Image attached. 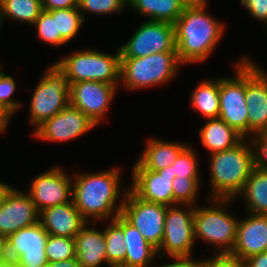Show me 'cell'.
I'll return each instance as SVG.
<instances>
[{
	"mask_svg": "<svg viewBox=\"0 0 267 267\" xmlns=\"http://www.w3.org/2000/svg\"><path fill=\"white\" fill-rule=\"evenodd\" d=\"M249 56L245 57V98L248 113V139L267 128V71Z\"/></svg>",
	"mask_w": 267,
	"mask_h": 267,
	"instance_id": "13",
	"label": "cell"
},
{
	"mask_svg": "<svg viewBox=\"0 0 267 267\" xmlns=\"http://www.w3.org/2000/svg\"><path fill=\"white\" fill-rule=\"evenodd\" d=\"M98 125L79 109L68 105L61 112L47 119L34 131L37 140L68 142L88 133Z\"/></svg>",
	"mask_w": 267,
	"mask_h": 267,
	"instance_id": "15",
	"label": "cell"
},
{
	"mask_svg": "<svg viewBox=\"0 0 267 267\" xmlns=\"http://www.w3.org/2000/svg\"><path fill=\"white\" fill-rule=\"evenodd\" d=\"M187 145L171 165L172 175L180 177H200L199 159L196 150Z\"/></svg>",
	"mask_w": 267,
	"mask_h": 267,
	"instance_id": "34",
	"label": "cell"
},
{
	"mask_svg": "<svg viewBox=\"0 0 267 267\" xmlns=\"http://www.w3.org/2000/svg\"><path fill=\"white\" fill-rule=\"evenodd\" d=\"M44 72L30 100L29 122L34 130L70 104L66 77L53 63Z\"/></svg>",
	"mask_w": 267,
	"mask_h": 267,
	"instance_id": "7",
	"label": "cell"
},
{
	"mask_svg": "<svg viewBox=\"0 0 267 267\" xmlns=\"http://www.w3.org/2000/svg\"><path fill=\"white\" fill-rule=\"evenodd\" d=\"M127 5V0H78V8L84 21H86L84 13L90 12L97 15L119 14Z\"/></svg>",
	"mask_w": 267,
	"mask_h": 267,
	"instance_id": "35",
	"label": "cell"
},
{
	"mask_svg": "<svg viewBox=\"0 0 267 267\" xmlns=\"http://www.w3.org/2000/svg\"><path fill=\"white\" fill-rule=\"evenodd\" d=\"M12 185L0 181V203L3 202L6 194L12 189Z\"/></svg>",
	"mask_w": 267,
	"mask_h": 267,
	"instance_id": "47",
	"label": "cell"
},
{
	"mask_svg": "<svg viewBox=\"0 0 267 267\" xmlns=\"http://www.w3.org/2000/svg\"><path fill=\"white\" fill-rule=\"evenodd\" d=\"M0 265H10L7 237L0 233Z\"/></svg>",
	"mask_w": 267,
	"mask_h": 267,
	"instance_id": "43",
	"label": "cell"
},
{
	"mask_svg": "<svg viewBox=\"0 0 267 267\" xmlns=\"http://www.w3.org/2000/svg\"><path fill=\"white\" fill-rule=\"evenodd\" d=\"M129 189L140 199L166 206L174 205L171 165L159 171L132 169Z\"/></svg>",
	"mask_w": 267,
	"mask_h": 267,
	"instance_id": "18",
	"label": "cell"
},
{
	"mask_svg": "<svg viewBox=\"0 0 267 267\" xmlns=\"http://www.w3.org/2000/svg\"><path fill=\"white\" fill-rule=\"evenodd\" d=\"M175 25L176 51L183 65L201 63L224 36L225 24L205 7H185Z\"/></svg>",
	"mask_w": 267,
	"mask_h": 267,
	"instance_id": "2",
	"label": "cell"
},
{
	"mask_svg": "<svg viewBox=\"0 0 267 267\" xmlns=\"http://www.w3.org/2000/svg\"><path fill=\"white\" fill-rule=\"evenodd\" d=\"M250 16L259 22H263L267 28V0H240Z\"/></svg>",
	"mask_w": 267,
	"mask_h": 267,
	"instance_id": "37",
	"label": "cell"
},
{
	"mask_svg": "<svg viewBox=\"0 0 267 267\" xmlns=\"http://www.w3.org/2000/svg\"><path fill=\"white\" fill-rule=\"evenodd\" d=\"M184 7H205L207 0H180Z\"/></svg>",
	"mask_w": 267,
	"mask_h": 267,
	"instance_id": "46",
	"label": "cell"
},
{
	"mask_svg": "<svg viewBox=\"0 0 267 267\" xmlns=\"http://www.w3.org/2000/svg\"><path fill=\"white\" fill-rule=\"evenodd\" d=\"M46 267H81V265L75 257L64 261L50 262Z\"/></svg>",
	"mask_w": 267,
	"mask_h": 267,
	"instance_id": "44",
	"label": "cell"
},
{
	"mask_svg": "<svg viewBox=\"0 0 267 267\" xmlns=\"http://www.w3.org/2000/svg\"><path fill=\"white\" fill-rule=\"evenodd\" d=\"M2 20H1V16H0V30H1V26H2Z\"/></svg>",
	"mask_w": 267,
	"mask_h": 267,
	"instance_id": "49",
	"label": "cell"
},
{
	"mask_svg": "<svg viewBox=\"0 0 267 267\" xmlns=\"http://www.w3.org/2000/svg\"><path fill=\"white\" fill-rule=\"evenodd\" d=\"M130 8L149 21L175 24L182 15L184 6L180 0H127Z\"/></svg>",
	"mask_w": 267,
	"mask_h": 267,
	"instance_id": "26",
	"label": "cell"
},
{
	"mask_svg": "<svg viewBox=\"0 0 267 267\" xmlns=\"http://www.w3.org/2000/svg\"><path fill=\"white\" fill-rule=\"evenodd\" d=\"M110 223V224H109ZM104 229L108 267H125L126 240L123 233V216L108 221Z\"/></svg>",
	"mask_w": 267,
	"mask_h": 267,
	"instance_id": "28",
	"label": "cell"
},
{
	"mask_svg": "<svg viewBox=\"0 0 267 267\" xmlns=\"http://www.w3.org/2000/svg\"><path fill=\"white\" fill-rule=\"evenodd\" d=\"M183 65L177 53H155L146 57L121 58L120 85L124 90H141L174 79Z\"/></svg>",
	"mask_w": 267,
	"mask_h": 267,
	"instance_id": "6",
	"label": "cell"
},
{
	"mask_svg": "<svg viewBox=\"0 0 267 267\" xmlns=\"http://www.w3.org/2000/svg\"><path fill=\"white\" fill-rule=\"evenodd\" d=\"M12 117L0 107V133L7 131Z\"/></svg>",
	"mask_w": 267,
	"mask_h": 267,
	"instance_id": "45",
	"label": "cell"
},
{
	"mask_svg": "<svg viewBox=\"0 0 267 267\" xmlns=\"http://www.w3.org/2000/svg\"><path fill=\"white\" fill-rule=\"evenodd\" d=\"M40 212L28 193L12 187L0 203V233L8 237L39 222Z\"/></svg>",
	"mask_w": 267,
	"mask_h": 267,
	"instance_id": "17",
	"label": "cell"
},
{
	"mask_svg": "<svg viewBox=\"0 0 267 267\" xmlns=\"http://www.w3.org/2000/svg\"><path fill=\"white\" fill-rule=\"evenodd\" d=\"M33 26L36 27L38 39L42 42L56 48L68 44L60 34H57L56 19L48 11L43 10Z\"/></svg>",
	"mask_w": 267,
	"mask_h": 267,
	"instance_id": "33",
	"label": "cell"
},
{
	"mask_svg": "<svg viewBox=\"0 0 267 267\" xmlns=\"http://www.w3.org/2000/svg\"><path fill=\"white\" fill-rule=\"evenodd\" d=\"M119 49L121 58L146 57L155 53H177L175 25L146 20Z\"/></svg>",
	"mask_w": 267,
	"mask_h": 267,
	"instance_id": "10",
	"label": "cell"
},
{
	"mask_svg": "<svg viewBox=\"0 0 267 267\" xmlns=\"http://www.w3.org/2000/svg\"><path fill=\"white\" fill-rule=\"evenodd\" d=\"M39 222L48 235L74 238L87 223L73 201L40 211Z\"/></svg>",
	"mask_w": 267,
	"mask_h": 267,
	"instance_id": "20",
	"label": "cell"
},
{
	"mask_svg": "<svg viewBox=\"0 0 267 267\" xmlns=\"http://www.w3.org/2000/svg\"><path fill=\"white\" fill-rule=\"evenodd\" d=\"M28 188L27 193L39 212L72 201V176L60 166L35 176Z\"/></svg>",
	"mask_w": 267,
	"mask_h": 267,
	"instance_id": "16",
	"label": "cell"
},
{
	"mask_svg": "<svg viewBox=\"0 0 267 267\" xmlns=\"http://www.w3.org/2000/svg\"><path fill=\"white\" fill-rule=\"evenodd\" d=\"M208 201L211 205L195 206V239L200 238L210 245L213 244L214 255H228L234 246L239 222L237 217L226 210L234 199H208Z\"/></svg>",
	"mask_w": 267,
	"mask_h": 267,
	"instance_id": "5",
	"label": "cell"
},
{
	"mask_svg": "<svg viewBox=\"0 0 267 267\" xmlns=\"http://www.w3.org/2000/svg\"><path fill=\"white\" fill-rule=\"evenodd\" d=\"M239 197L247 212L267 215V168L257 165L253 169Z\"/></svg>",
	"mask_w": 267,
	"mask_h": 267,
	"instance_id": "25",
	"label": "cell"
},
{
	"mask_svg": "<svg viewBox=\"0 0 267 267\" xmlns=\"http://www.w3.org/2000/svg\"><path fill=\"white\" fill-rule=\"evenodd\" d=\"M208 157L211 190L207 198L235 200L257 166L253 139L243 138L234 147Z\"/></svg>",
	"mask_w": 267,
	"mask_h": 267,
	"instance_id": "3",
	"label": "cell"
},
{
	"mask_svg": "<svg viewBox=\"0 0 267 267\" xmlns=\"http://www.w3.org/2000/svg\"><path fill=\"white\" fill-rule=\"evenodd\" d=\"M187 143L169 142L149 138L141 155L136 159L132 169L159 171L172 165Z\"/></svg>",
	"mask_w": 267,
	"mask_h": 267,
	"instance_id": "22",
	"label": "cell"
},
{
	"mask_svg": "<svg viewBox=\"0 0 267 267\" xmlns=\"http://www.w3.org/2000/svg\"><path fill=\"white\" fill-rule=\"evenodd\" d=\"M170 263L162 265H152L151 267H199L200 260H194L192 257H171Z\"/></svg>",
	"mask_w": 267,
	"mask_h": 267,
	"instance_id": "41",
	"label": "cell"
},
{
	"mask_svg": "<svg viewBox=\"0 0 267 267\" xmlns=\"http://www.w3.org/2000/svg\"><path fill=\"white\" fill-rule=\"evenodd\" d=\"M45 252L49 263L75 258V238L48 235Z\"/></svg>",
	"mask_w": 267,
	"mask_h": 267,
	"instance_id": "32",
	"label": "cell"
},
{
	"mask_svg": "<svg viewBox=\"0 0 267 267\" xmlns=\"http://www.w3.org/2000/svg\"><path fill=\"white\" fill-rule=\"evenodd\" d=\"M199 137L209 155L232 148L243 139L220 118L208 119L207 123L200 128Z\"/></svg>",
	"mask_w": 267,
	"mask_h": 267,
	"instance_id": "24",
	"label": "cell"
},
{
	"mask_svg": "<svg viewBox=\"0 0 267 267\" xmlns=\"http://www.w3.org/2000/svg\"><path fill=\"white\" fill-rule=\"evenodd\" d=\"M66 77L68 84L82 81H101L120 85L121 54L118 48L114 54L95 49L78 50L53 63Z\"/></svg>",
	"mask_w": 267,
	"mask_h": 267,
	"instance_id": "4",
	"label": "cell"
},
{
	"mask_svg": "<svg viewBox=\"0 0 267 267\" xmlns=\"http://www.w3.org/2000/svg\"><path fill=\"white\" fill-rule=\"evenodd\" d=\"M166 211V205L144 201L129 189L121 215L158 250L163 240Z\"/></svg>",
	"mask_w": 267,
	"mask_h": 267,
	"instance_id": "11",
	"label": "cell"
},
{
	"mask_svg": "<svg viewBox=\"0 0 267 267\" xmlns=\"http://www.w3.org/2000/svg\"><path fill=\"white\" fill-rule=\"evenodd\" d=\"M199 267H243V263L229 255H213L200 260Z\"/></svg>",
	"mask_w": 267,
	"mask_h": 267,
	"instance_id": "38",
	"label": "cell"
},
{
	"mask_svg": "<svg viewBox=\"0 0 267 267\" xmlns=\"http://www.w3.org/2000/svg\"><path fill=\"white\" fill-rule=\"evenodd\" d=\"M256 148L257 165L267 168V128L253 138Z\"/></svg>",
	"mask_w": 267,
	"mask_h": 267,
	"instance_id": "39",
	"label": "cell"
},
{
	"mask_svg": "<svg viewBox=\"0 0 267 267\" xmlns=\"http://www.w3.org/2000/svg\"><path fill=\"white\" fill-rule=\"evenodd\" d=\"M45 11L78 7V0H41Z\"/></svg>",
	"mask_w": 267,
	"mask_h": 267,
	"instance_id": "40",
	"label": "cell"
},
{
	"mask_svg": "<svg viewBox=\"0 0 267 267\" xmlns=\"http://www.w3.org/2000/svg\"><path fill=\"white\" fill-rule=\"evenodd\" d=\"M48 233L40 222L21 228L7 237L10 265L14 267H46L45 252Z\"/></svg>",
	"mask_w": 267,
	"mask_h": 267,
	"instance_id": "12",
	"label": "cell"
},
{
	"mask_svg": "<svg viewBox=\"0 0 267 267\" xmlns=\"http://www.w3.org/2000/svg\"><path fill=\"white\" fill-rule=\"evenodd\" d=\"M56 19L57 34L69 43L85 23L79 8L56 9L48 11Z\"/></svg>",
	"mask_w": 267,
	"mask_h": 267,
	"instance_id": "30",
	"label": "cell"
},
{
	"mask_svg": "<svg viewBox=\"0 0 267 267\" xmlns=\"http://www.w3.org/2000/svg\"><path fill=\"white\" fill-rule=\"evenodd\" d=\"M180 204L167 206L163 240L157 250L158 256L192 257L195 242V206ZM191 206V208H189Z\"/></svg>",
	"mask_w": 267,
	"mask_h": 267,
	"instance_id": "8",
	"label": "cell"
},
{
	"mask_svg": "<svg viewBox=\"0 0 267 267\" xmlns=\"http://www.w3.org/2000/svg\"><path fill=\"white\" fill-rule=\"evenodd\" d=\"M267 251V215L251 214L239 219L236 240L230 257L244 261Z\"/></svg>",
	"mask_w": 267,
	"mask_h": 267,
	"instance_id": "19",
	"label": "cell"
},
{
	"mask_svg": "<svg viewBox=\"0 0 267 267\" xmlns=\"http://www.w3.org/2000/svg\"><path fill=\"white\" fill-rule=\"evenodd\" d=\"M123 233L126 240L125 267H151L159 258L157 249L123 217Z\"/></svg>",
	"mask_w": 267,
	"mask_h": 267,
	"instance_id": "23",
	"label": "cell"
},
{
	"mask_svg": "<svg viewBox=\"0 0 267 267\" xmlns=\"http://www.w3.org/2000/svg\"><path fill=\"white\" fill-rule=\"evenodd\" d=\"M119 85L82 81L69 85L70 105L82 111L97 125L104 121Z\"/></svg>",
	"mask_w": 267,
	"mask_h": 267,
	"instance_id": "14",
	"label": "cell"
},
{
	"mask_svg": "<svg viewBox=\"0 0 267 267\" xmlns=\"http://www.w3.org/2000/svg\"><path fill=\"white\" fill-rule=\"evenodd\" d=\"M219 90L220 78L201 81L191 93L190 105L206 119L219 118Z\"/></svg>",
	"mask_w": 267,
	"mask_h": 267,
	"instance_id": "27",
	"label": "cell"
},
{
	"mask_svg": "<svg viewBox=\"0 0 267 267\" xmlns=\"http://www.w3.org/2000/svg\"><path fill=\"white\" fill-rule=\"evenodd\" d=\"M245 57L233 65L234 77L220 78L219 118L243 138H248V113L245 98Z\"/></svg>",
	"mask_w": 267,
	"mask_h": 267,
	"instance_id": "9",
	"label": "cell"
},
{
	"mask_svg": "<svg viewBox=\"0 0 267 267\" xmlns=\"http://www.w3.org/2000/svg\"><path fill=\"white\" fill-rule=\"evenodd\" d=\"M42 11L41 0H0L2 23L9 18L33 25Z\"/></svg>",
	"mask_w": 267,
	"mask_h": 267,
	"instance_id": "29",
	"label": "cell"
},
{
	"mask_svg": "<svg viewBox=\"0 0 267 267\" xmlns=\"http://www.w3.org/2000/svg\"><path fill=\"white\" fill-rule=\"evenodd\" d=\"M121 174L119 167H113L72 176V201L87 222H91L90 219L106 222L121 214L129 190V187L121 188Z\"/></svg>",
	"mask_w": 267,
	"mask_h": 267,
	"instance_id": "1",
	"label": "cell"
},
{
	"mask_svg": "<svg viewBox=\"0 0 267 267\" xmlns=\"http://www.w3.org/2000/svg\"><path fill=\"white\" fill-rule=\"evenodd\" d=\"M201 177H180L176 176L172 181V191L174 196V205H192L196 206L201 187Z\"/></svg>",
	"mask_w": 267,
	"mask_h": 267,
	"instance_id": "31",
	"label": "cell"
},
{
	"mask_svg": "<svg viewBox=\"0 0 267 267\" xmlns=\"http://www.w3.org/2000/svg\"><path fill=\"white\" fill-rule=\"evenodd\" d=\"M242 263L243 267H267V251L250 256Z\"/></svg>",
	"mask_w": 267,
	"mask_h": 267,
	"instance_id": "42",
	"label": "cell"
},
{
	"mask_svg": "<svg viewBox=\"0 0 267 267\" xmlns=\"http://www.w3.org/2000/svg\"><path fill=\"white\" fill-rule=\"evenodd\" d=\"M0 267H11V265H0Z\"/></svg>",
	"mask_w": 267,
	"mask_h": 267,
	"instance_id": "48",
	"label": "cell"
},
{
	"mask_svg": "<svg viewBox=\"0 0 267 267\" xmlns=\"http://www.w3.org/2000/svg\"><path fill=\"white\" fill-rule=\"evenodd\" d=\"M91 222H87L74 237L76 258L81 267H100L107 264L104 230L94 227L97 222ZM90 223L92 227L89 226Z\"/></svg>",
	"mask_w": 267,
	"mask_h": 267,
	"instance_id": "21",
	"label": "cell"
},
{
	"mask_svg": "<svg viewBox=\"0 0 267 267\" xmlns=\"http://www.w3.org/2000/svg\"><path fill=\"white\" fill-rule=\"evenodd\" d=\"M16 87L15 79L11 75H5L0 67V107L11 117L22 105V103L20 104L19 101L13 99Z\"/></svg>",
	"mask_w": 267,
	"mask_h": 267,
	"instance_id": "36",
	"label": "cell"
}]
</instances>
